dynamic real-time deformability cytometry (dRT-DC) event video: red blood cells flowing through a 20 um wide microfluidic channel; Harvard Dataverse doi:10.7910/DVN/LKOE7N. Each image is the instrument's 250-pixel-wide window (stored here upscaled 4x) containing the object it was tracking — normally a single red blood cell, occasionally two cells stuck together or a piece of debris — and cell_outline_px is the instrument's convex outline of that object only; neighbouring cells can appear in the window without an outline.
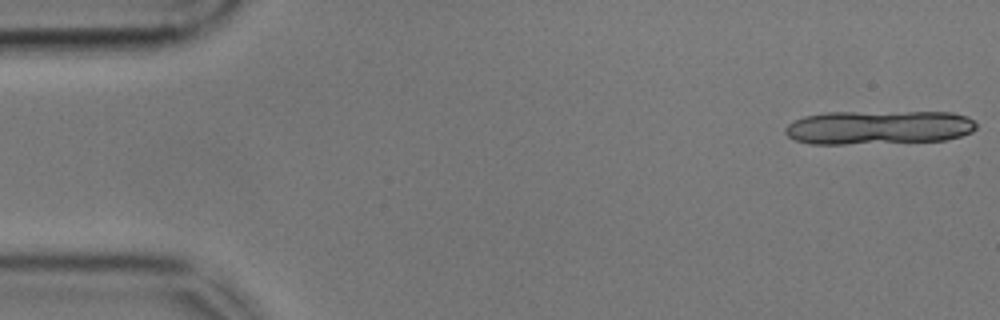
{"species": "common noctule bat (a hibernating species)", "species_latin": "Nyctalus noctula", "temperature_condition": "cold", "stored_images_in_passage": 16, "camera_frame_rate_fps": 3000, "um_per_image_px": 0.085, "animal": {"sex": "male", "body_mass_g": 17.9, "forearm_length_mm": 54.2}, "frame": {"image": 1, "passage_image": 1, "time_ms": 0.0, "image_size_px": [1000, 320], "cell_outline_px": [[976, 128], [972, 132], [960, 136], [944, 140], [844, 144], [812, 144], [796, 140], [788, 136], [784, 132], [784, 128], [788, 124], [804, 116], [828, 112], [952, 112], [968, 116], [976, 124]], "centroid_in_image_um": [74.68, 10.82], "position_along_channel_um": 10.3, "area_um2": 37.74}}